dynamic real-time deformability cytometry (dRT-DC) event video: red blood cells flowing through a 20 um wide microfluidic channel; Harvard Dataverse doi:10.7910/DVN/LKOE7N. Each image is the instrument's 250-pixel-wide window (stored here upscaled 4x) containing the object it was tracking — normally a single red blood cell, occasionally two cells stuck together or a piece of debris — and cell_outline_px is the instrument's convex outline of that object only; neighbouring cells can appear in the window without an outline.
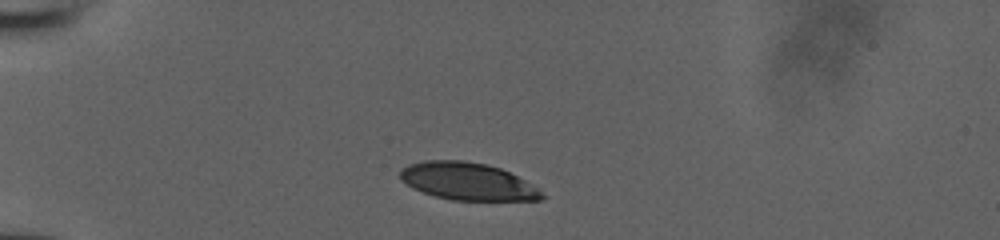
{"species": "human", "species_latin": "Homo sapiens", "temperature_condition": "room temperature", "stored_images_in_passage": 32, "camera_frame_rate_fps": 3000, "um_per_image_px": 0.085, "donor": {"sex": "male"}, "frame": {"image": 1, "passage_image": 1, "time_ms": 0.0, "image_size_px": [1000, 240], "cell_outline_px": [[548, 196], [540, 200], [452, 200], [436, 196], [412, 188], [400, 180], [400, 168], [408, 164], [424, 160], [464, 160], [488, 164], [500, 168], [524, 180]], "centroid_in_image_um": [39.71, 15.41], "position_along_channel_um": 45.3, "area_um2": 30.92}}
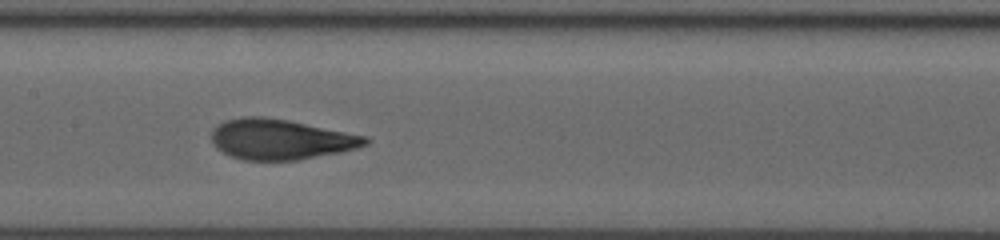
{"frame": {"image": 2, "passage_image": 14, "time_ms": 4.333, "image_size_px": [1000, 240], "cell_outline_px": [[372, 140], [368, 144], [356, 148], [340, 152], [296, 160], [244, 160], [232, 156], [216, 148], [212, 144], [212, 128], [216, 124], [224, 120], [244, 116], [260, 116], [288, 120], [368, 136]], "centroid_in_image_um": [23.84, 11.83], "position_along_channel_um": 183.6, "area_um2": 36.3}}
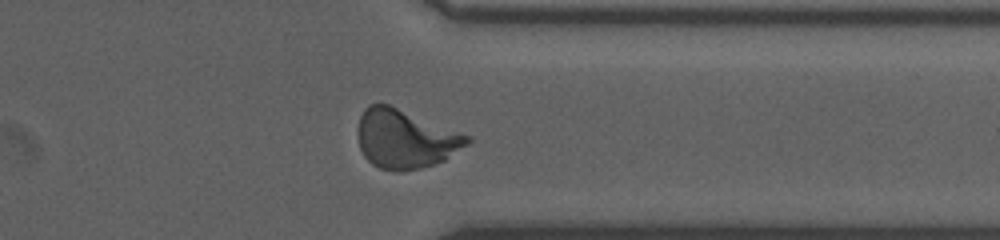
{"frame": {"image": 3, "passage_image": 28, "time_ms": 9.0, "image_size_px": [1000, 240], "cell_outline_px": [[472, 140], [468, 144], [444, 160], [420, 168], [400, 172], [380, 168], [372, 164], [364, 156], [360, 148], [356, 132], [356, 128], [360, 116], [364, 108], [368, 104], [388, 104], [472, 136]], "centroid_in_image_um": [34.42, 11.8], "position_along_channel_um": 377.0, "area_um2": 37.63}}